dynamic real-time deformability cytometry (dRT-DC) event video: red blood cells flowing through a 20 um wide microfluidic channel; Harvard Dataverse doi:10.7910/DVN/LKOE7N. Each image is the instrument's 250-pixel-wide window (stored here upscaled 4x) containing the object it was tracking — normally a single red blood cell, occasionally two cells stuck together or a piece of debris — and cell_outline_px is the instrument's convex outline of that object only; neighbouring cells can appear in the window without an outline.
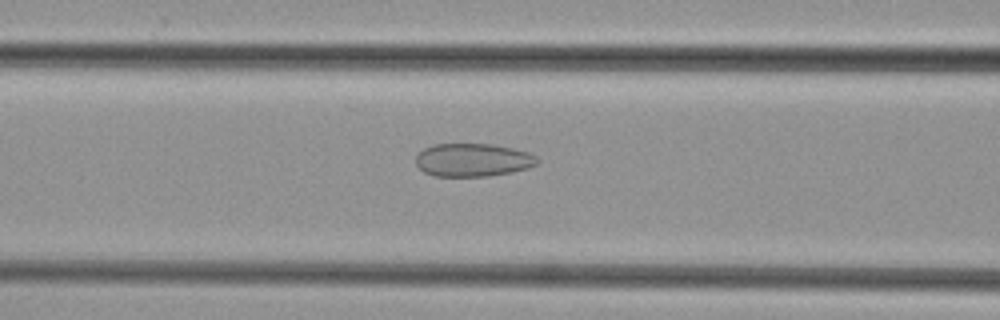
{"species": "common noctule bat (a hibernating species)", "species_latin": "Nyctalus noctula", "temperature_condition": "cold", "stored_images_in_passage": 48, "camera_frame_rate_fps": 3000, "um_per_image_px": 0.085, "animal": {"sex": "female", "body_mass_g": 29.2, "forearm_length_mm": 56.3}, "frame": {"image": 1, "passage_image": 19, "time_ms": 6.0, "image_size_px": [1000, 320], "cell_outline_px": [[540, 160], [536, 164], [528, 168], [512, 172], [488, 176], [436, 176], [424, 172], [416, 164], [416, 156], [424, 148], [432, 144], [492, 144], [512, 148], [528, 152], [536, 156]], "centroid_in_image_um": [40.2, 13.59], "position_along_channel_um": 126.4, "area_um2": 23.47}}
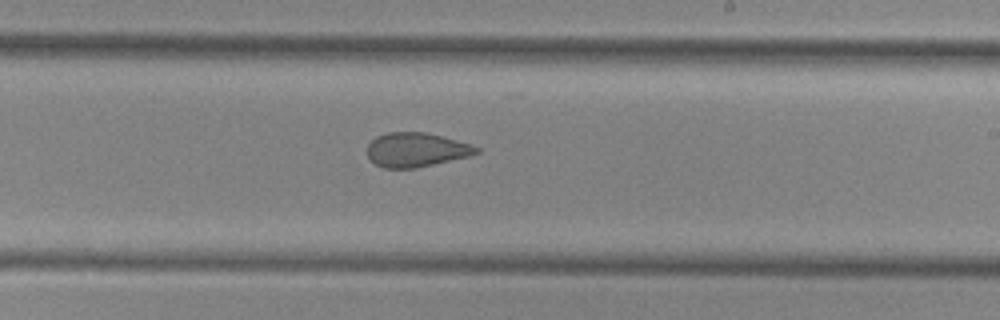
{"frame": {"image": 2, "passage_image": 28, "time_ms": 9.0, "image_size_px": [1000, 320], "cell_outline_px": [[480, 152], [468, 156], [416, 168], [384, 168], [376, 164], [368, 156], [368, 144], [376, 136], [388, 132], [424, 132], [440, 136], [468, 144], [480, 148]], "centroid_in_image_um": [35.34, 12.73], "position_along_channel_um": 253.7, "area_um2": 21.39}}
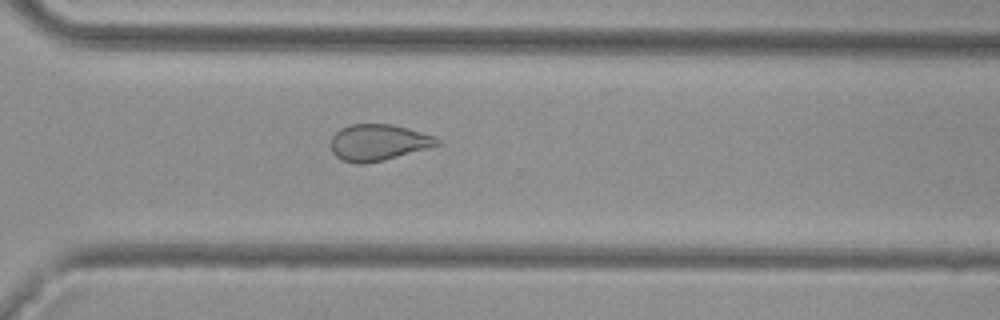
{"frame": {"image": 3, "passage_image": 34, "time_ms": 11.0, "image_size_px": [1000, 320], "cell_outline_px": [[440, 144], [428, 148], [384, 160], [364, 164], [356, 164], [340, 160], [332, 152], [332, 136], [340, 128], [348, 124], [392, 124], [408, 128], [436, 136], [440, 140]], "centroid_in_image_um": [32.15, 12.11], "position_along_channel_um": 338.5, "area_um2": 22.66}}